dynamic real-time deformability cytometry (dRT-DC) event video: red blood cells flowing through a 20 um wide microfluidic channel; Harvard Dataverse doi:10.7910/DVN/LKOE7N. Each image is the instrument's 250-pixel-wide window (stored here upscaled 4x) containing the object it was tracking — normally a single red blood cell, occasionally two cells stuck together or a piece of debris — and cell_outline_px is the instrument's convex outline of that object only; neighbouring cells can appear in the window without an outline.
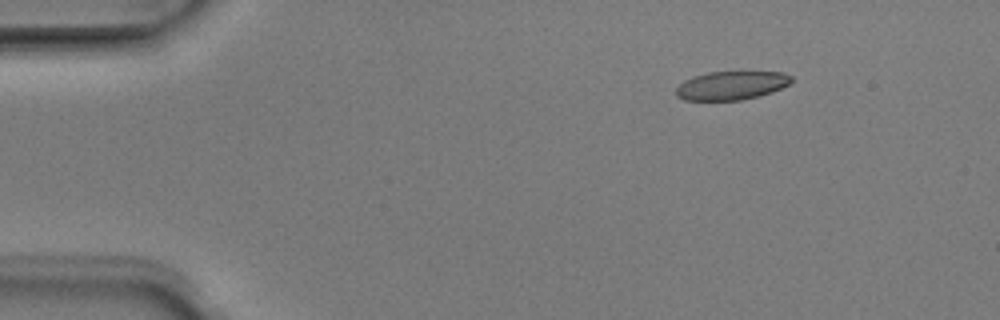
{"species": "Egyptian fruit bat (a non-hibernating species)", "species_latin": "Rousettus aegyptiacus", "temperature_condition": "room temperature", "stored_images_in_passage": 4, "camera_frame_rate_fps": 3000, "um_per_image_px": 0.085, "animal": {"sex": "male"}, "frame": {"image": 1, "passage_image": 1, "time_ms": 0.0, "image_size_px": [1000, 320], "cell_outline_px": [[792, 80], [788, 84], [772, 92], [760, 96], [740, 100], [684, 100], [676, 96], [676, 88], [684, 80], [708, 72], [784, 72], [792, 76]], "centroid_in_image_um": [62.17, 7.27], "position_along_channel_um": 22.8, "area_um2": 19.13}}
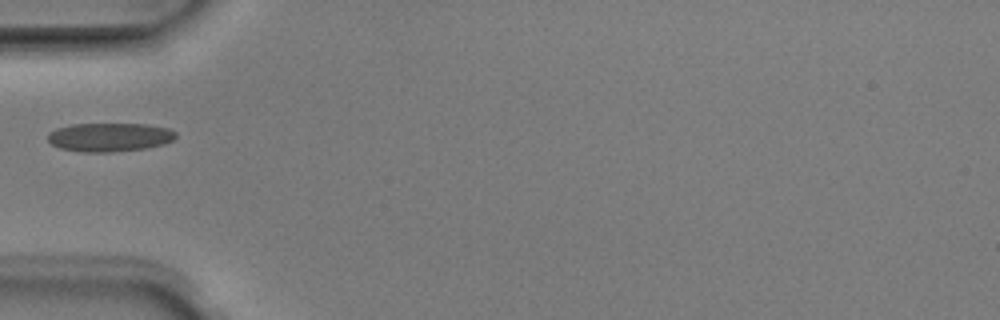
{"frame": {"image": 2, "passage_image": 4, "time_ms": 1.0, "image_size_px": [1000, 320], "cell_outline_px": [[176, 136], [172, 140], [164, 144], [148, 148], [112, 152], [80, 152], [60, 148], [52, 144], [48, 140], [48, 132], [56, 128], [72, 124], [148, 124], [168, 128], [176, 132]], "centroid_in_image_um": [9.31, 11.66], "position_along_channel_um": 75.7, "area_um2": 21.56}}